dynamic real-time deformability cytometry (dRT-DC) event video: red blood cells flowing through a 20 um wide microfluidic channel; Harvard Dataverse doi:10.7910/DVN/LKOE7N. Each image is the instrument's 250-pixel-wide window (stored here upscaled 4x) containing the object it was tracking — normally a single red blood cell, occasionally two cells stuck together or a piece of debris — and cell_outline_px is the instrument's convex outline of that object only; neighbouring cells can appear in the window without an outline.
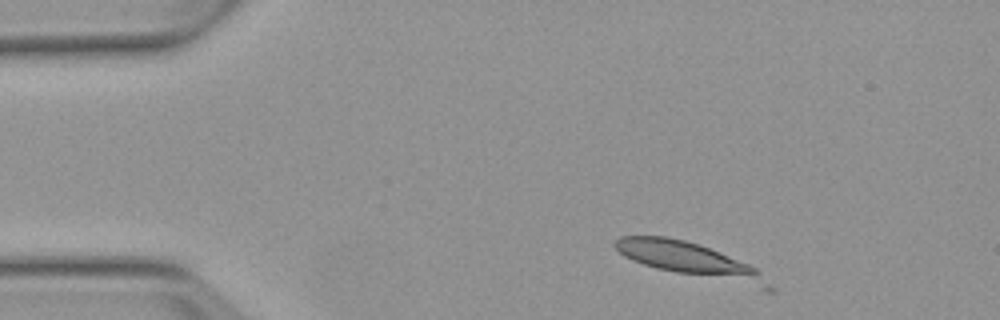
{"species": "Egyptian fruit bat (a non-hibernating species)", "species_latin": "Rousettus aegyptiacus", "temperature_condition": "warm", "stored_images_in_passage": 2, "camera_frame_rate_fps": 3000, "um_per_image_px": 0.085, "animal": {"sex": "female"}, "frame": {"image": 1, "passage_image": 1, "time_ms": 0.0, "image_size_px": [1000, 320], "cell_outline_px": [[776, 292], [764, 292], [656, 268], [632, 260], [624, 256], [612, 244], [620, 236], [664, 236], [684, 240], [708, 248], [748, 264], [756, 268], [776, 288]], "centroid_in_image_um": [58.81, 22.19], "position_along_channel_um": 26.2, "area_um2": 31.04}}